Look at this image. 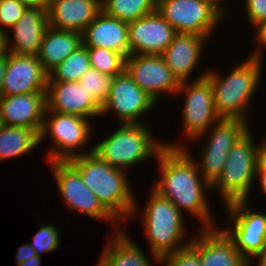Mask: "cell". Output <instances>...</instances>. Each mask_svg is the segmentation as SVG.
<instances>
[{"label":"cell","instance_id":"4316f807","mask_svg":"<svg viewBox=\"0 0 266 266\" xmlns=\"http://www.w3.org/2000/svg\"><path fill=\"white\" fill-rule=\"evenodd\" d=\"M157 0H101L102 11L124 22H132L156 9Z\"/></svg>","mask_w":266,"mask_h":266},{"label":"cell","instance_id":"4fadbf2b","mask_svg":"<svg viewBox=\"0 0 266 266\" xmlns=\"http://www.w3.org/2000/svg\"><path fill=\"white\" fill-rule=\"evenodd\" d=\"M157 103L124 71L113 77L108 99L101 106V114L114 111L119 124H144L143 115L150 113ZM107 113V114H106Z\"/></svg>","mask_w":266,"mask_h":266},{"label":"cell","instance_id":"2e32d148","mask_svg":"<svg viewBox=\"0 0 266 266\" xmlns=\"http://www.w3.org/2000/svg\"><path fill=\"white\" fill-rule=\"evenodd\" d=\"M48 74L35 56L8 52L2 96L46 92Z\"/></svg>","mask_w":266,"mask_h":266},{"label":"cell","instance_id":"ba28073f","mask_svg":"<svg viewBox=\"0 0 266 266\" xmlns=\"http://www.w3.org/2000/svg\"><path fill=\"white\" fill-rule=\"evenodd\" d=\"M209 129L194 138L192 142L202 140L207 135L204 138L207 141L203 143L199 155L201 161L196 165L204 180L212 187L223 172L230 150L250 129V125L241 119L220 118Z\"/></svg>","mask_w":266,"mask_h":266},{"label":"cell","instance_id":"8d00e7d4","mask_svg":"<svg viewBox=\"0 0 266 266\" xmlns=\"http://www.w3.org/2000/svg\"><path fill=\"white\" fill-rule=\"evenodd\" d=\"M260 141L257 142V170H266V136Z\"/></svg>","mask_w":266,"mask_h":266},{"label":"cell","instance_id":"5b68a950","mask_svg":"<svg viewBox=\"0 0 266 266\" xmlns=\"http://www.w3.org/2000/svg\"><path fill=\"white\" fill-rule=\"evenodd\" d=\"M119 125L110 136L93 146V152L113 168L126 171L136 163L157 159L165 148V142L152 135L149 123Z\"/></svg>","mask_w":266,"mask_h":266},{"label":"cell","instance_id":"277c9868","mask_svg":"<svg viewBox=\"0 0 266 266\" xmlns=\"http://www.w3.org/2000/svg\"><path fill=\"white\" fill-rule=\"evenodd\" d=\"M151 189L140 213L151 253L160 263L163 256L188 246L191 240L183 243L188 236L183 213L170 200Z\"/></svg>","mask_w":266,"mask_h":266},{"label":"cell","instance_id":"30bf717a","mask_svg":"<svg viewBox=\"0 0 266 266\" xmlns=\"http://www.w3.org/2000/svg\"><path fill=\"white\" fill-rule=\"evenodd\" d=\"M53 172L61 199L68 209L91 219H99L115 227L123 226L102 206L94 193L83 183L79 171L69 161H50L46 163ZM116 225V226H115ZM118 226V227H117ZM121 226V227H119Z\"/></svg>","mask_w":266,"mask_h":266},{"label":"cell","instance_id":"d590c367","mask_svg":"<svg viewBox=\"0 0 266 266\" xmlns=\"http://www.w3.org/2000/svg\"><path fill=\"white\" fill-rule=\"evenodd\" d=\"M33 256H37L36 251L32 248L29 242H27L18 248L15 257L16 264H20L21 262L28 260Z\"/></svg>","mask_w":266,"mask_h":266},{"label":"cell","instance_id":"74e56055","mask_svg":"<svg viewBox=\"0 0 266 266\" xmlns=\"http://www.w3.org/2000/svg\"><path fill=\"white\" fill-rule=\"evenodd\" d=\"M24 3L27 7H42L48 10L51 0H18Z\"/></svg>","mask_w":266,"mask_h":266},{"label":"cell","instance_id":"d6a6232c","mask_svg":"<svg viewBox=\"0 0 266 266\" xmlns=\"http://www.w3.org/2000/svg\"><path fill=\"white\" fill-rule=\"evenodd\" d=\"M160 264H164V266H202L198 252L190 244L163 256Z\"/></svg>","mask_w":266,"mask_h":266},{"label":"cell","instance_id":"7dc6e473","mask_svg":"<svg viewBox=\"0 0 266 266\" xmlns=\"http://www.w3.org/2000/svg\"><path fill=\"white\" fill-rule=\"evenodd\" d=\"M2 125H3V124H2L1 116H0V128L2 127Z\"/></svg>","mask_w":266,"mask_h":266},{"label":"cell","instance_id":"7a4b0ae2","mask_svg":"<svg viewBox=\"0 0 266 266\" xmlns=\"http://www.w3.org/2000/svg\"><path fill=\"white\" fill-rule=\"evenodd\" d=\"M80 173L83 183L102 206L122 225L137 216L138 203L130 187L127 171L113 168L94 152L68 160Z\"/></svg>","mask_w":266,"mask_h":266},{"label":"cell","instance_id":"3957f363","mask_svg":"<svg viewBox=\"0 0 266 266\" xmlns=\"http://www.w3.org/2000/svg\"><path fill=\"white\" fill-rule=\"evenodd\" d=\"M248 56L230 74L222 76L218 70H208L206 77L213 86L215 111L220 118L241 119L249 123L248 108L258 90L262 62Z\"/></svg>","mask_w":266,"mask_h":266},{"label":"cell","instance_id":"cb8c5ba5","mask_svg":"<svg viewBox=\"0 0 266 266\" xmlns=\"http://www.w3.org/2000/svg\"><path fill=\"white\" fill-rule=\"evenodd\" d=\"M82 45V34L48 27L44 33L37 58L49 74L64 59Z\"/></svg>","mask_w":266,"mask_h":266},{"label":"cell","instance_id":"8992f818","mask_svg":"<svg viewBox=\"0 0 266 266\" xmlns=\"http://www.w3.org/2000/svg\"><path fill=\"white\" fill-rule=\"evenodd\" d=\"M251 128L229 152L223 172L212 186L218 189L223 206L235 201H248L257 171V143ZM255 179V180H254ZM215 188V189H214Z\"/></svg>","mask_w":266,"mask_h":266},{"label":"cell","instance_id":"7c38bea8","mask_svg":"<svg viewBox=\"0 0 266 266\" xmlns=\"http://www.w3.org/2000/svg\"><path fill=\"white\" fill-rule=\"evenodd\" d=\"M156 10L176 33L198 34L208 38L225 17L207 0H157Z\"/></svg>","mask_w":266,"mask_h":266},{"label":"cell","instance_id":"7402d4cb","mask_svg":"<svg viewBox=\"0 0 266 266\" xmlns=\"http://www.w3.org/2000/svg\"><path fill=\"white\" fill-rule=\"evenodd\" d=\"M101 10V0H51L49 26L82 34Z\"/></svg>","mask_w":266,"mask_h":266},{"label":"cell","instance_id":"bcb514c9","mask_svg":"<svg viewBox=\"0 0 266 266\" xmlns=\"http://www.w3.org/2000/svg\"><path fill=\"white\" fill-rule=\"evenodd\" d=\"M1 100H2V93H1V91H0V103H1Z\"/></svg>","mask_w":266,"mask_h":266},{"label":"cell","instance_id":"f546056e","mask_svg":"<svg viewBox=\"0 0 266 266\" xmlns=\"http://www.w3.org/2000/svg\"><path fill=\"white\" fill-rule=\"evenodd\" d=\"M113 76L103 74L90 67L80 78L79 83L83 85L88 95L92 97L102 106L108 99L109 90Z\"/></svg>","mask_w":266,"mask_h":266},{"label":"cell","instance_id":"f1b7e54d","mask_svg":"<svg viewBox=\"0 0 266 266\" xmlns=\"http://www.w3.org/2000/svg\"><path fill=\"white\" fill-rule=\"evenodd\" d=\"M87 50L90 66L99 72L115 77L125 71L123 54L100 47H87Z\"/></svg>","mask_w":266,"mask_h":266},{"label":"cell","instance_id":"4dcf8cb0","mask_svg":"<svg viewBox=\"0 0 266 266\" xmlns=\"http://www.w3.org/2000/svg\"><path fill=\"white\" fill-rule=\"evenodd\" d=\"M54 224L41 223L38 231L34 234L33 242H29L38 256L58 250L60 247V230Z\"/></svg>","mask_w":266,"mask_h":266},{"label":"cell","instance_id":"83f0119b","mask_svg":"<svg viewBox=\"0 0 266 266\" xmlns=\"http://www.w3.org/2000/svg\"><path fill=\"white\" fill-rule=\"evenodd\" d=\"M90 67L87 47L82 44L48 74L47 82L79 81Z\"/></svg>","mask_w":266,"mask_h":266},{"label":"cell","instance_id":"ac0fdd59","mask_svg":"<svg viewBox=\"0 0 266 266\" xmlns=\"http://www.w3.org/2000/svg\"><path fill=\"white\" fill-rule=\"evenodd\" d=\"M48 27L46 9L42 7H27L22 17L7 32L8 52L37 57L44 33ZM10 30L12 36L8 34Z\"/></svg>","mask_w":266,"mask_h":266},{"label":"cell","instance_id":"6da1fadb","mask_svg":"<svg viewBox=\"0 0 266 266\" xmlns=\"http://www.w3.org/2000/svg\"><path fill=\"white\" fill-rule=\"evenodd\" d=\"M164 145L156 159L160 177H157L152 188L182 213L190 212L200 221L202 229L216 228L208 202V192L212 191V187L200 174L189 147L171 142Z\"/></svg>","mask_w":266,"mask_h":266},{"label":"cell","instance_id":"e0dca14e","mask_svg":"<svg viewBox=\"0 0 266 266\" xmlns=\"http://www.w3.org/2000/svg\"><path fill=\"white\" fill-rule=\"evenodd\" d=\"M46 104V111L72 114L91 120L101 114V105L92 95H88L79 81L47 82Z\"/></svg>","mask_w":266,"mask_h":266},{"label":"cell","instance_id":"b9f144b4","mask_svg":"<svg viewBox=\"0 0 266 266\" xmlns=\"http://www.w3.org/2000/svg\"><path fill=\"white\" fill-rule=\"evenodd\" d=\"M41 261V257L37 255L21 262L20 264H17L16 266H41Z\"/></svg>","mask_w":266,"mask_h":266},{"label":"cell","instance_id":"60d3db41","mask_svg":"<svg viewBox=\"0 0 266 266\" xmlns=\"http://www.w3.org/2000/svg\"><path fill=\"white\" fill-rule=\"evenodd\" d=\"M8 53L7 33L0 30V56Z\"/></svg>","mask_w":266,"mask_h":266},{"label":"cell","instance_id":"f35d334b","mask_svg":"<svg viewBox=\"0 0 266 266\" xmlns=\"http://www.w3.org/2000/svg\"><path fill=\"white\" fill-rule=\"evenodd\" d=\"M255 178L259 180L260 190L266 195V170H257Z\"/></svg>","mask_w":266,"mask_h":266},{"label":"cell","instance_id":"484cf974","mask_svg":"<svg viewBox=\"0 0 266 266\" xmlns=\"http://www.w3.org/2000/svg\"><path fill=\"white\" fill-rule=\"evenodd\" d=\"M40 145V133L29 127L2 125L0 128V162L32 152Z\"/></svg>","mask_w":266,"mask_h":266},{"label":"cell","instance_id":"9c48e42d","mask_svg":"<svg viewBox=\"0 0 266 266\" xmlns=\"http://www.w3.org/2000/svg\"><path fill=\"white\" fill-rule=\"evenodd\" d=\"M249 204L248 200L225 205L229 226L220 230L251 264L266 246V214L252 211Z\"/></svg>","mask_w":266,"mask_h":266},{"label":"cell","instance_id":"ee69618b","mask_svg":"<svg viewBox=\"0 0 266 266\" xmlns=\"http://www.w3.org/2000/svg\"><path fill=\"white\" fill-rule=\"evenodd\" d=\"M257 259V266H266V246L261 250V252L255 257Z\"/></svg>","mask_w":266,"mask_h":266},{"label":"cell","instance_id":"52a82bcc","mask_svg":"<svg viewBox=\"0 0 266 266\" xmlns=\"http://www.w3.org/2000/svg\"><path fill=\"white\" fill-rule=\"evenodd\" d=\"M91 122V123H90ZM93 122L88 118L72 114L45 111L40 132V143L46 135L51 136L52 148L44 158L50 161H68L69 159L93 152L94 147L86 148L93 133ZM81 150V151H80Z\"/></svg>","mask_w":266,"mask_h":266},{"label":"cell","instance_id":"7bdbcfd3","mask_svg":"<svg viewBox=\"0 0 266 266\" xmlns=\"http://www.w3.org/2000/svg\"><path fill=\"white\" fill-rule=\"evenodd\" d=\"M209 3H211L218 11H220L224 16H226L227 9L224 7L223 4L224 0H207ZM222 5V6H221Z\"/></svg>","mask_w":266,"mask_h":266},{"label":"cell","instance_id":"d6986e66","mask_svg":"<svg viewBox=\"0 0 266 266\" xmlns=\"http://www.w3.org/2000/svg\"><path fill=\"white\" fill-rule=\"evenodd\" d=\"M190 245L198 252L202 266H250V263L217 228H197Z\"/></svg>","mask_w":266,"mask_h":266},{"label":"cell","instance_id":"e575fe53","mask_svg":"<svg viewBox=\"0 0 266 266\" xmlns=\"http://www.w3.org/2000/svg\"><path fill=\"white\" fill-rule=\"evenodd\" d=\"M254 29L253 33L255 32V43L257 45V48L250 54V57L256 58L258 60H262L264 50L262 48H266V19L258 22L253 27Z\"/></svg>","mask_w":266,"mask_h":266},{"label":"cell","instance_id":"9a60e30c","mask_svg":"<svg viewBox=\"0 0 266 266\" xmlns=\"http://www.w3.org/2000/svg\"><path fill=\"white\" fill-rule=\"evenodd\" d=\"M176 34V30L155 9L128 23L130 55H161Z\"/></svg>","mask_w":266,"mask_h":266},{"label":"cell","instance_id":"44dd1931","mask_svg":"<svg viewBox=\"0 0 266 266\" xmlns=\"http://www.w3.org/2000/svg\"><path fill=\"white\" fill-rule=\"evenodd\" d=\"M207 41L209 38L204 35L177 33L161 54L165 64L180 83L190 81Z\"/></svg>","mask_w":266,"mask_h":266},{"label":"cell","instance_id":"8fae6325","mask_svg":"<svg viewBox=\"0 0 266 266\" xmlns=\"http://www.w3.org/2000/svg\"><path fill=\"white\" fill-rule=\"evenodd\" d=\"M205 73L194 80L181 82L176 94L184 93L182 111L183 134L187 141L193 140L213 126L220 117L215 111L213 86Z\"/></svg>","mask_w":266,"mask_h":266},{"label":"cell","instance_id":"603a6c76","mask_svg":"<svg viewBox=\"0 0 266 266\" xmlns=\"http://www.w3.org/2000/svg\"><path fill=\"white\" fill-rule=\"evenodd\" d=\"M82 44L85 47L113 50L127 58L130 55L128 23L101 10L82 33Z\"/></svg>","mask_w":266,"mask_h":266},{"label":"cell","instance_id":"d4e9b609","mask_svg":"<svg viewBox=\"0 0 266 266\" xmlns=\"http://www.w3.org/2000/svg\"><path fill=\"white\" fill-rule=\"evenodd\" d=\"M121 228L107 237L101 257L109 266H152L141 247Z\"/></svg>","mask_w":266,"mask_h":266},{"label":"cell","instance_id":"ab89813d","mask_svg":"<svg viewBox=\"0 0 266 266\" xmlns=\"http://www.w3.org/2000/svg\"><path fill=\"white\" fill-rule=\"evenodd\" d=\"M7 58H8V53L0 56V91L2 89V85L4 82V75L7 67Z\"/></svg>","mask_w":266,"mask_h":266},{"label":"cell","instance_id":"f6af8a7d","mask_svg":"<svg viewBox=\"0 0 266 266\" xmlns=\"http://www.w3.org/2000/svg\"><path fill=\"white\" fill-rule=\"evenodd\" d=\"M99 259L100 260H98L99 262L96 264V266H109V264L101 256Z\"/></svg>","mask_w":266,"mask_h":266},{"label":"cell","instance_id":"836d02e7","mask_svg":"<svg viewBox=\"0 0 266 266\" xmlns=\"http://www.w3.org/2000/svg\"><path fill=\"white\" fill-rule=\"evenodd\" d=\"M245 14L249 24L254 26L258 22L266 19V0H245Z\"/></svg>","mask_w":266,"mask_h":266},{"label":"cell","instance_id":"1f68e13d","mask_svg":"<svg viewBox=\"0 0 266 266\" xmlns=\"http://www.w3.org/2000/svg\"><path fill=\"white\" fill-rule=\"evenodd\" d=\"M26 9L27 6L18 0H0V30L7 33Z\"/></svg>","mask_w":266,"mask_h":266},{"label":"cell","instance_id":"ffe728a7","mask_svg":"<svg viewBox=\"0 0 266 266\" xmlns=\"http://www.w3.org/2000/svg\"><path fill=\"white\" fill-rule=\"evenodd\" d=\"M46 108V92L2 96L1 121L3 125L29 127L40 133Z\"/></svg>","mask_w":266,"mask_h":266},{"label":"cell","instance_id":"5bb4252c","mask_svg":"<svg viewBox=\"0 0 266 266\" xmlns=\"http://www.w3.org/2000/svg\"><path fill=\"white\" fill-rule=\"evenodd\" d=\"M125 71L157 104L161 94L177 95L180 82L161 55H129Z\"/></svg>","mask_w":266,"mask_h":266}]
</instances>
